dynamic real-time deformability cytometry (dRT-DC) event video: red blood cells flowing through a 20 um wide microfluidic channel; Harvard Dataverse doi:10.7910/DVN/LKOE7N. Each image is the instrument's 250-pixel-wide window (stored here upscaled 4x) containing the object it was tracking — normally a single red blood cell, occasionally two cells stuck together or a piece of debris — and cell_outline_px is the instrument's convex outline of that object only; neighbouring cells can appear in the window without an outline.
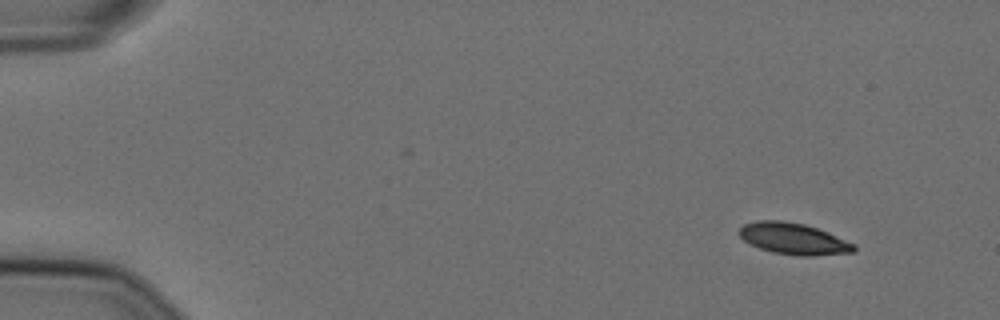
{"species": "Egyptian fruit bat (a non-hibernating species)", "species_latin": "Rousettus aegyptiacus", "temperature_condition": "cold", "stored_images_in_passage": 18, "camera_frame_rate_fps": 3000, "um_per_image_px": 0.085, "animal": {"sex": "female"}, "frame": {"image": 1, "passage_image": 1, "time_ms": 0.0, "image_size_px": [1000, 320], "cell_outline_px": [[856, 252], [812, 256], [800, 256], [772, 252], [760, 248], [744, 240], [736, 232], [744, 224], [756, 220], [784, 220], [804, 224], [828, 232], [856, 244]], "centroid_in_image_um": [67.46, 20.29], "position_along_channel_um": 17.5, "area_um2": 21.15}}
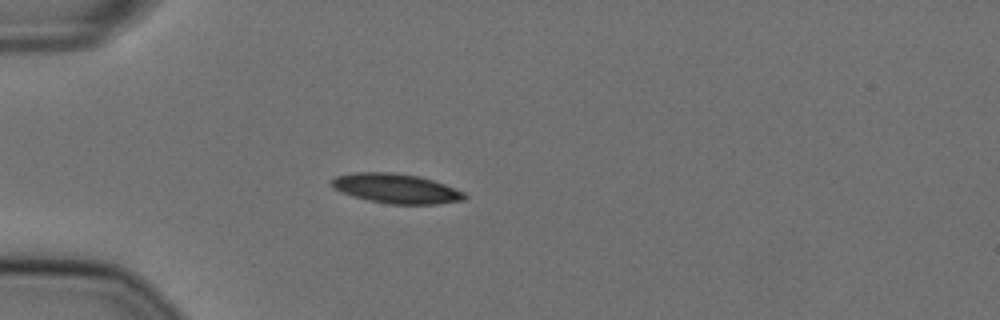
{"frame": {"image": 2, "passage_image": 12, "time_ms": 3.667, "image_size_px": [1000, 320], "cell_outline_px": [[468, 196], [464, 200], [436, 204], [388, 204], [368, 200], [352, 196], [332, 188], [332, 180], [336, 176], [352, 172], [392, 172], [420, 176], [444, 184], [464, 192]], "centroid_in_image_um": [33.67, 16.02], "position_along_channel_um": 51.3, "area_um2": 23.0}}
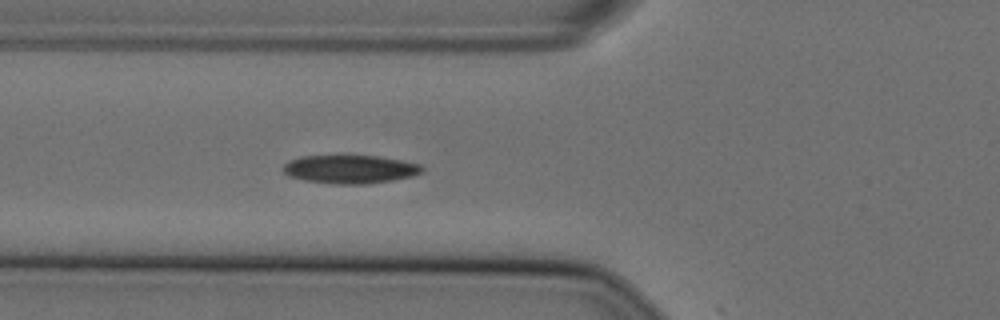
{"frame": {"image": 3, "passage_image": 17, "time_ms": 5.333, "image_size_px": [1000, 320], "cell_outline_px": [[424, 172], [412, 176], [392, 180], [368, 184], [332, 184], [304, 180], [288, 176], [284, 172], [284, 164], [288, 160], [300, 156], [340, 152], [380, 156], [420, 164], [424, 168]], "centroid_in_image_um": [29.72, 14.33], "position_along_channel_um": 96.1, "area_um2": 24.22}}